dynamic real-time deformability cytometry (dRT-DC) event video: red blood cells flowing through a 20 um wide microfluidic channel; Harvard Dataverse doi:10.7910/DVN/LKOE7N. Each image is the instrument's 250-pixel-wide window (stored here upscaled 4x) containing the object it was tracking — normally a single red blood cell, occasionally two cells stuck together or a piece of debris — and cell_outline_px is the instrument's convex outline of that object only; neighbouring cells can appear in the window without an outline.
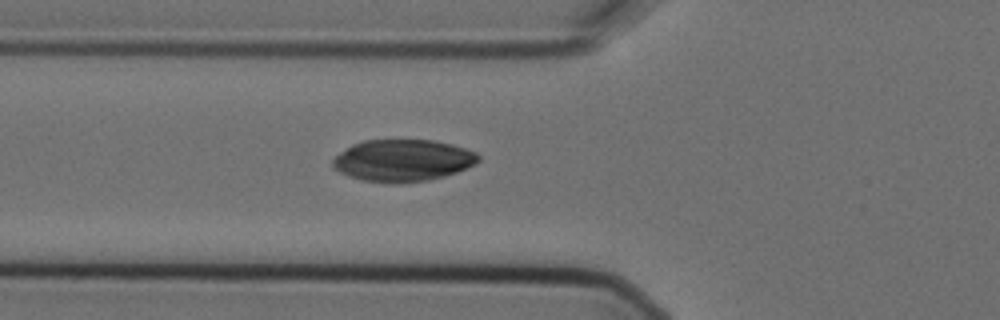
{"species": "Egyptian fruit bat (a non-hibernating species)", "species_latin": "Rousettus aegyptiacus", "temperature_condition": "cold", "stored_images_in_passage": 2, "camera_frame_rate_fps": 3000, "um_per_image_px": 0.085, "animal": {"sex": "female"}, "frame": {"image": 1, "passage_image": 2, "time_ms": 0.333, "image_size_px": [1000, 320], "cell_outline_px": [[480, 160], [476, 164], [456, 172], [444, 176], [428, 180], [360, 180], [348, 176], [340, 172], [332, 164], [332, 160], [340, 152], [352, 144], [364, 140], [432, 140], [452, 144], [476, 152], [480, 156]], "centroid_in_image_um": [34.26, 13.59], "position_along_channel_um": 91.5, "area_um2": 34.68}}